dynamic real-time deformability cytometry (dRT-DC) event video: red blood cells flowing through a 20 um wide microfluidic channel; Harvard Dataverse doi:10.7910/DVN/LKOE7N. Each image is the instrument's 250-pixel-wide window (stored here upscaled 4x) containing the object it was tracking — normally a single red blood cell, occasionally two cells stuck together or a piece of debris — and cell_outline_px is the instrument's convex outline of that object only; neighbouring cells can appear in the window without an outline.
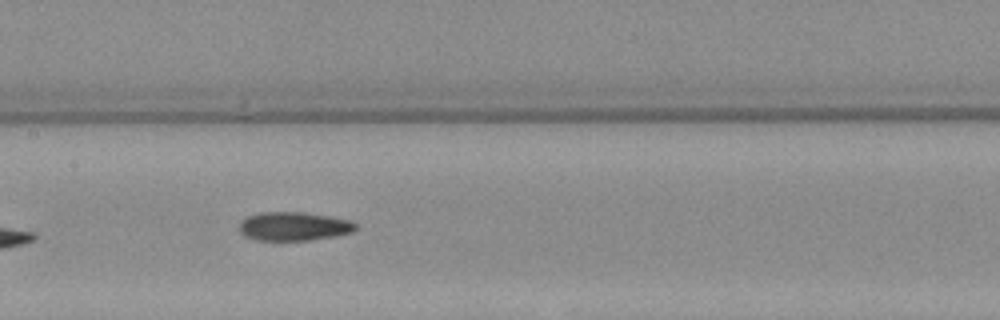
{"species": "Egyptian fruit bat (a non-hibernating species)", "species_latin": "Rousettus aegyptiacus", "temperature_condition": "warm", "stored_images_in_passage": 8, "camera_frame_rate_fps": 3000, "um_per_image_px": 0.085, "animal": {"sex": "female"}, "frame": {"image": 1, "passage_image": 7, "time_ms": 8.333, "image_size_px": [1000, 320], "cell_outline_px": [[356, 228], [352, 232], [336, 236], [308, 240], [256, 240], [244, 236], [240, 232], [240, 220], [248, 216], [260, 212], [300, 212], [348, 220], [356, 224]], "centroid_in_image_um": [24.92, 19.24], "position_along_channel_um": 182.5, "area_um2": 19.25}}
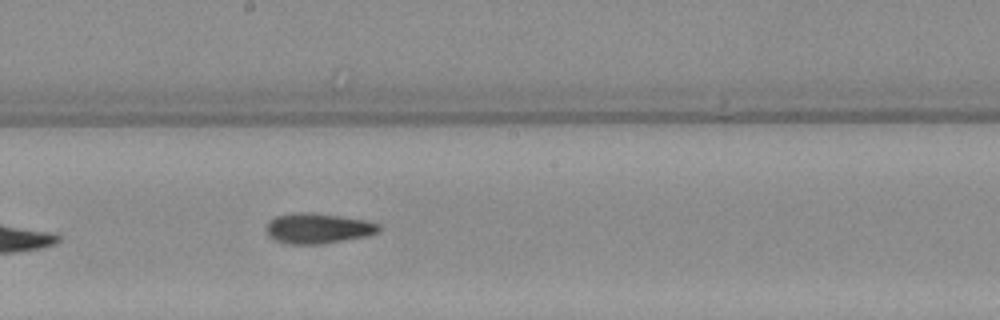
{"frame": {"image": 2, "passage_image": 8, "time_ms": 9.333, "image_size_px": [1000, 320], "cell_outline_px": [[380, 228], [376, 232], [368, 236], [324, 244], [288, 244], [276, 240], [268, 236], [264, 228], [268, 220], [276, 216], [296, 212], [312, 212], [368, 220], [380, 224]], "centroid_in_image_um": [27.0, 19.4], "position_along_channel_um": 221.2, "area_um2": 20.23}}